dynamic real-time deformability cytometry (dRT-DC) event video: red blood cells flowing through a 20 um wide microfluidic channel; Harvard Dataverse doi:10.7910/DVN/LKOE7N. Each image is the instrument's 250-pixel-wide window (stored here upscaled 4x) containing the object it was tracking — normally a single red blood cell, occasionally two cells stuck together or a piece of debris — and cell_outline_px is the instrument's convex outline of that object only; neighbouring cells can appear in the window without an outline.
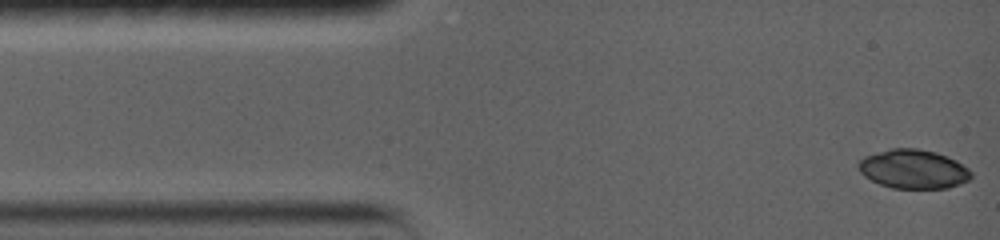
{"species": "common noctule bat (a hibernating species)", "species_latin": "Nyctalus noctula", "temperature_condition": "warm", "stored_images_in_passage": 39, "camera_frame_rate_fps": 5000, "um_per_image_px": 0.085, "animal": {"sex": "female", "body_mass_g": 19.0, "forearm_length_mm": 56.7}, "frame": {"image": 1, "passage_image": 1, "time_ms": 0.0, "image_size_px": [1000, 240], "cell_outline_px": [[972, 176], [968, 180], [960, 184], [948, 188], [892, 188], [880, 184], [864, 176], [860, 172], [856, 164], [864, 156], [892, 148], [916, 148], [936, 152], [948, 156], [956, 160], [968, 168], [972, 172]], "centroid_in_image_um": [77.64, 14.37], "position_along_channel_um": 7.4, "area_um2": 25.72}}
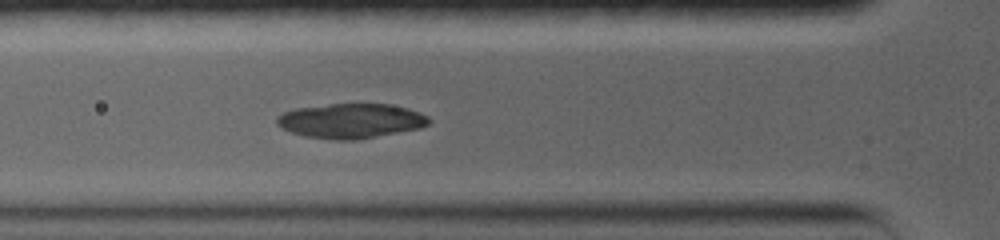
{"frame": {"image": 2, "passage_image": 22, "time_ms": 4.4, "image_size_px": [1000, 240], "cell_outline_px": [[432, 120], [428, 124], [420, 128], [356, 140], [336, 140], [304, 136], [292, 132], [276, 124], [276, 116], [284, 112], [296, 108], [328, 104], [388, 104], [408, 108], [420, 112], [428, 116]], "centroid_in_image_um": [29.83, 10.27], "position_along_channel_um": 96.0, "area_um2": 30.75}}
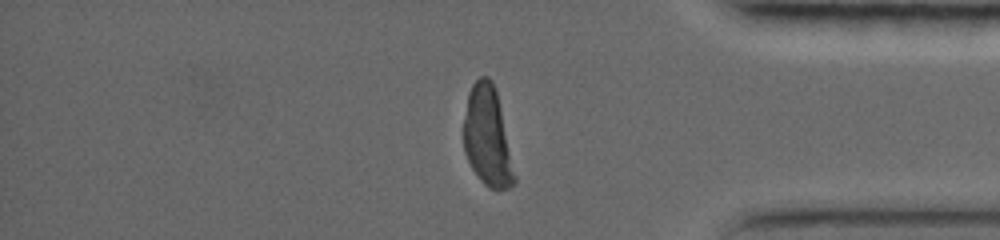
{"frame": {"image": 3, "passage_image": 39, "time_ms": 12.8, "image_size_px": [1000, 240], "cell_outline_px": [[516, 180], [508, 188], [488, 188], [480, 180], [472, 168], [464, 152], [464, 120], [468, 92], [472, 84], [480, 76], [488, 76], [492, 80], [496, 88], [516, 176]], "centroid_in_image_um": [41.43, 11.59], "position_along_channel_um": 393.8, "area_um2": 29.36}, "authors_computed_cell_mechanics": {"area_um2": 29.3624, "velocity_mm_per_s": 3.7359, "shape_relaxation_time_tau1_ms": 9.4713, "shape_relaxation_time_tau2_ms": null, "deformation_change_tau1": 0.4677, "deformation_change_tau2": null}}